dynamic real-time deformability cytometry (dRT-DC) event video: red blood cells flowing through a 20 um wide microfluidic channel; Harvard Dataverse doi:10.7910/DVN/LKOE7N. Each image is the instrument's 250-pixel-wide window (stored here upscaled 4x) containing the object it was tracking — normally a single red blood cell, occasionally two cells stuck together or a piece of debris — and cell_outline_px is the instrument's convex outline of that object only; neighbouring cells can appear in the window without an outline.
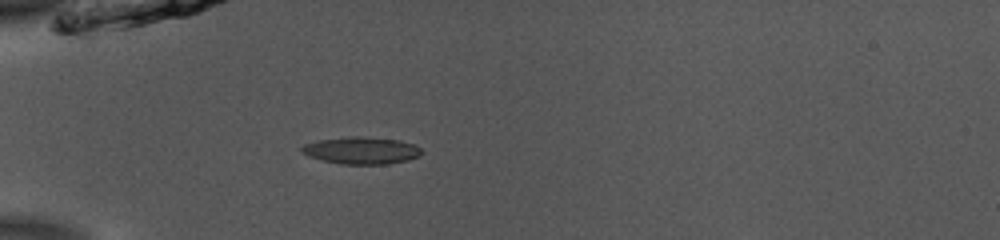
{"species": "common noctule bat (a hibernating species)", "species_latin": "Nyctalus noctula", "temperature_condition": "room temperature", "stored_images_in_passage": 34, "camera_frame_rate_fps": 3000, "um_per_image_px": 0.085, "animal": {"sex": "male", "body_mass_g": 13.0, "forearm_length_mm": 53.1}, "frame": {"image": 1, "passage_image": 1, "time_ms": 0.0, "image_size_px": [1000, 240], "cell_outline_px": [[424, 152], [420, 156], [408, 160], [388, 164], [344, 164], [320, 160], [308, 156], [300, 152], [300, 148], [304, 144], [320, 140], [352, 136], [360, 136], [400, 140], [412, 144], [420, 148]], "centroid_in_image_um": [30.72, 12.79], "position_along_channel_um": 54.3, "area_um2": 19.02}}
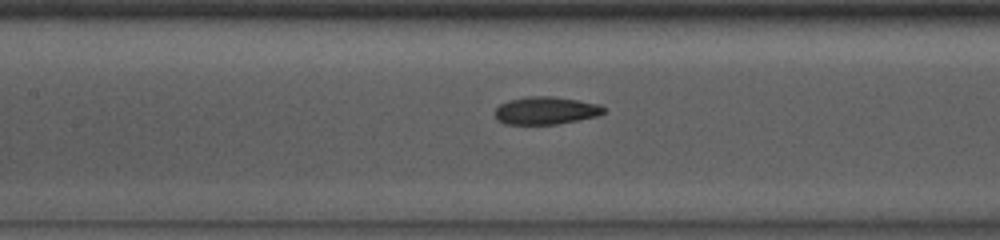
{"frame": {"image": 2, "passage_image": 10, "time_ms": 3.0, "image_size_px": [1000, 240], "cell_outline_px": [[604, 112], [596, 116], [556, 124], [504, 124], [496, 120], [496, 108], [500, 104], [508, 100], [528, 96], [552, 96], [580, 100], [600, 104], [604, 108]], "centroid_in_image_um": [46.37, 9.39], "position_along_channel_um": 161.0, "area_um2": 17.51}}
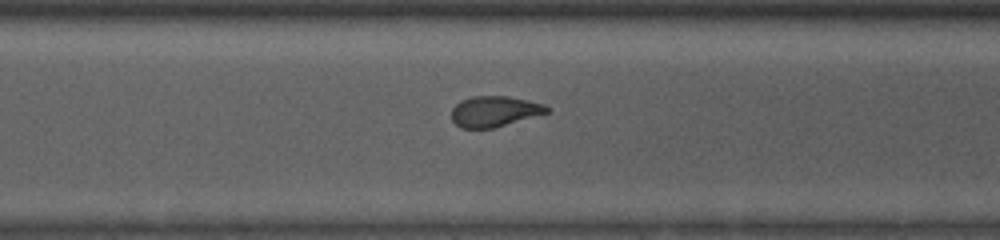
{"frame": {"image": 3, "passage_image": 23, "time_ms": 7.333, "image_size_px": [1000, 240], "cell_outline_px": [[548, 112], [492, 128], [460, 128], [452, 120], [452, 108], [460, 100], [472, 96], [508, 96], [528, 100], [544, 104], [548, 108]], "centroid_in_image_um": [41.98, 9.45], "position_along_channel_um": 328.6, "area_um2": 16.82}, "authors_computed_cell_mechanics": {"area_um2": 18.1492, "velocity_mm_per_s": 3.8786, "shape_relaxation_time_tau1_ms": 3.5773, "shape_relaxation_time_tau2_ms": 1.8542, "deformation_change_tau1": 0.1489, "deformation_change_tau2": 0.093}}